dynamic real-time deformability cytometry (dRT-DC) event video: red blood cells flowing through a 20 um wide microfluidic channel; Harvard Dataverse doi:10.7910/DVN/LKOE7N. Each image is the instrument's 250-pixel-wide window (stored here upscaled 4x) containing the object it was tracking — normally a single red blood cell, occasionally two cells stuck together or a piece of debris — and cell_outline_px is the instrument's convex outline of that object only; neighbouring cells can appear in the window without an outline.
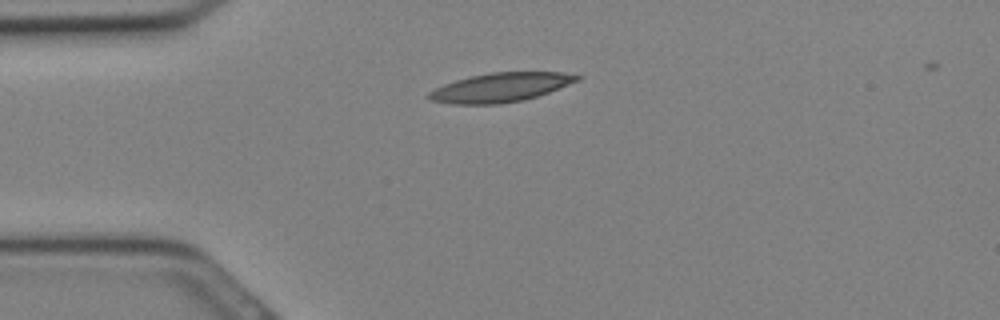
{"species": "Egyptian fruit bat (a non-hibernating species)", "species_latin": "Rousettus aegyptiacus", "temperature_condition": "cold", "stored_images_in_passage": 25, "camera_frame_rate_fps": 3000, "um_per_image_px": 0.085, "animal": {"sex": "female"}, "frame": {"image": 1, "passage_image": 5, "time_ms": 1.333, "image_size_px": [1000, 320], "cell_outline_px": [[584, 76], [580, 80], [548, 92], [524, 100], [500, 104], [452, 104], [432, 100], [424, 96], [428, 92], [444, 84], [456, 80], [472, 76], [492, 72], [560, 72]], "centroid_in_image_um": [42.54, 7.43], "position_along_channel_um": 42.5, "area_um2": 25.03}}
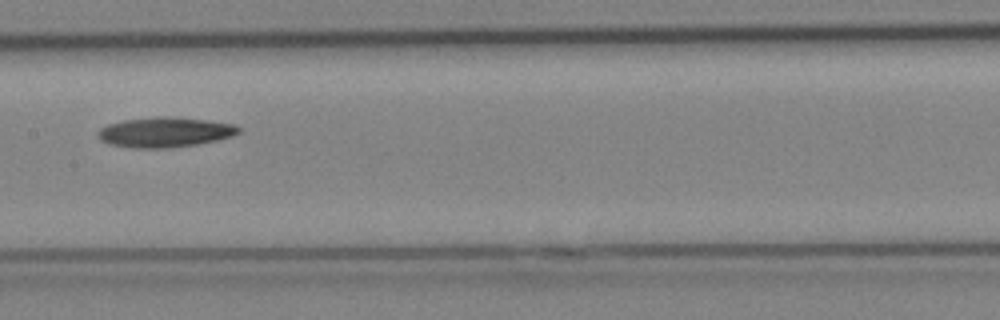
{"frame": {"image": 2, "passage_image": 13, "time_ms": 4.0, "image_size_px": [1000, 320], "cell_outline_px": [[240, 132], [232, 136], [216, 140], [196, 144], [172, 148], [132, 148], [108, 144], [100, 140], [96, 132], [100, 128], [108, 124], [124, 120], [156, 116], [172, 116], [236, 124], [240, 128]], "centroid_in_image_um": [13.99, 11.24], "position_along_channel_um": 193.4, "area_um2": 24.8}}
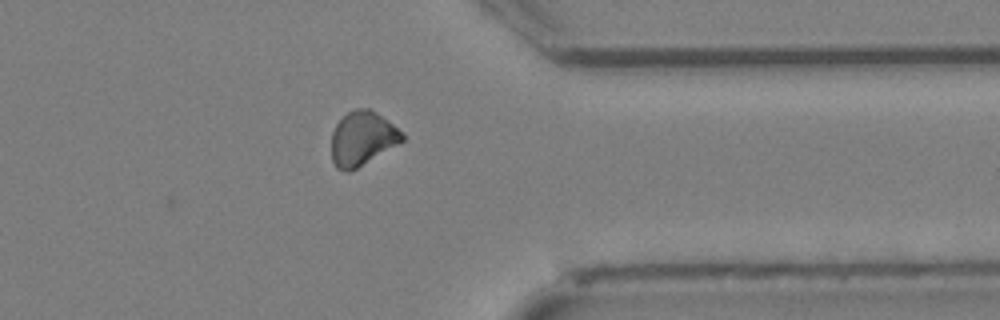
{"frame": {"image": 3, "passage_image": 22, "time_ms": 7.0, "image_size_px": [1000, 320], "cell_outline_px": [[404, 140], [356, 168], [348, 172], [336, 168], [332, 160], [332, 132], [336, 124], [348, 112], [356, 108], [368, 108], [376, 112], [388, 120], [404, 136]], "centroid_in_image_um": [30.77, 11.76], "position_along_channel_um": 380.6, "area_um2": 21.85}}